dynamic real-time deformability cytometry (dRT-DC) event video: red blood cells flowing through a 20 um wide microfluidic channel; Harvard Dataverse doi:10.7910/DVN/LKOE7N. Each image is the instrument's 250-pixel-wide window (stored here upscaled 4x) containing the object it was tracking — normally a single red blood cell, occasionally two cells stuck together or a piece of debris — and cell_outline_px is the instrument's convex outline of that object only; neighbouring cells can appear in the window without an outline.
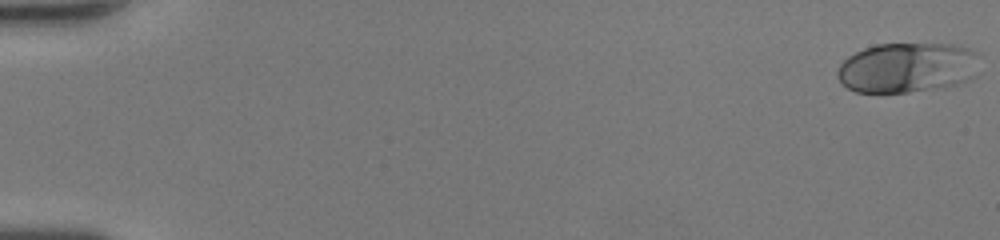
{"species": "human", "species_latin": "Homo sapiens", "temperature_condition": "room temperature", "stored_images_in_passage": 49, "camera_frame_rate_fps": 3000, "um_per_image_px": 0.085, "donor": {"sex": "female"}, "frame": {"image": 1, "passage_image": 1, "time_ms": 0.0, "image_size_px": [1000, 240], "cell_outline_px": [[980, 52], [976, 76], [972, 80], [956, 84], [908, 92], [856, 92], [848, 88], [836, 76], [836, 72], [840, 64], [848, 56], [864, 48], [876, 44], [952, 44], [968, 48]], "centroid_in_image_um": [77.16, 5.73], "position_along_channel_um": 7.8, "area_um2": 41.73}}
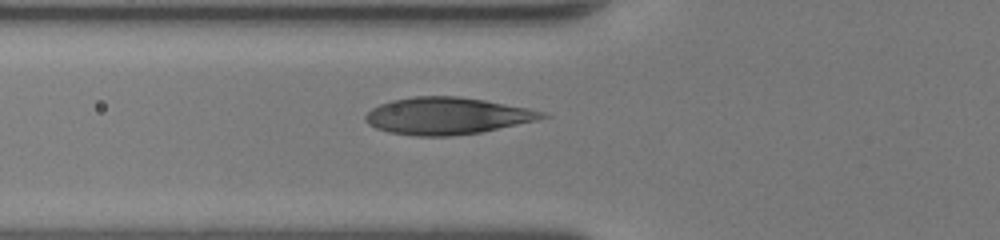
{"frame": {"image": 2, "passage_image": 20, "time_ms": 6.333, "image_size_px": [1000, 240], "cell_outline_px": [[552, 116], [536, 120], [480, 132], [452, 136], [416, 136], [388, 132], [376, 128], [368, 124], [364, 120], [364, 116], [372, 108], [380, 104], [392, 100], [416, 96], [456, 96], [484, 100], [528, 108], [544, 112]], "centroid_in_image_um": [37.97, 9.85], "position_along_channel_um": 87.8, "area_um2": 37.92}}
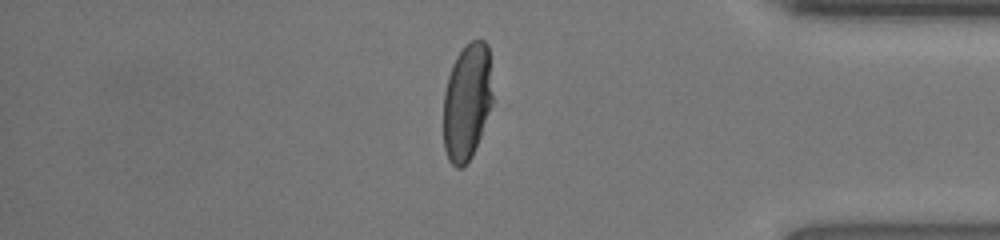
{"frame": {"image": 3, "passage_image": 43, "time_ms": 14.0, "image_size_px": [1000, 240], "cell_outline_px": [[496, 104], [472, 156], [460, 168], [456, 168], [448, 160], [444, 148], [444, 92], [448, 76], [452, 64], [456, 56], [472, 40], [484, 40], [488, 44]], "centroid_in_image_um": [39.76, 8.65], "position_along_channel_um": 395.4, "area_um2": 34.68}, "authors_computed_cell_mechanics": {"area_um2": 37.8012, "velocity_mm_per_s": 4.2992, "shape_relaxation_time_tau1_ms": 3.6511, "shape_relaxation_time_tau2_ms": null, "deformation_change_tau1": 0.1818, "deformation_change_tau2": null}}